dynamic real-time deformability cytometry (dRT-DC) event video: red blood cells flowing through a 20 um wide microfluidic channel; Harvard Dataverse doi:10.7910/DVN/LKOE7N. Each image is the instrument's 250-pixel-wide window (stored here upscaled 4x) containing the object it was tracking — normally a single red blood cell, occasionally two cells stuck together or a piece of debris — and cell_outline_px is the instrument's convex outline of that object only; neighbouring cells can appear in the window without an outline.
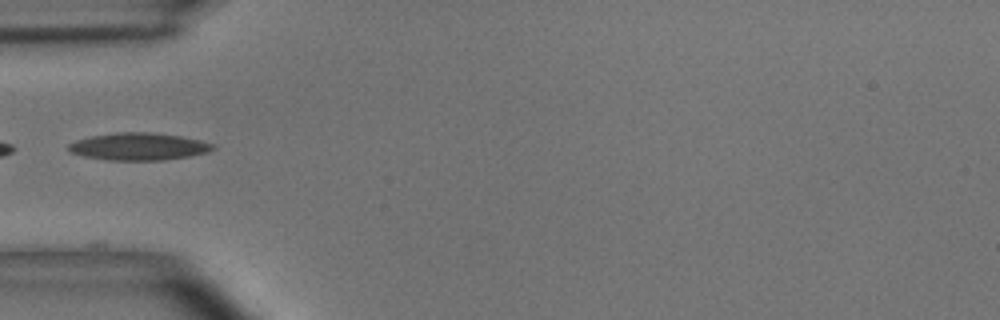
{"species": "common noctule bat (a hibernating species)", "species_latin": "Nyctalus noctula", "temperature_condition": "room temperature", "stored_images_in_passage": 3, "camera_frame_rate_fps": 3000, "um_per_image_px": 0.085, "animal": {"sex": "male", "body_mass_g": 15.6}, "frame": {"image": 1, "passage_image": 1, "time_ms": 0.0, "image_size_px": [1000, 320], "cell_outline_px": [[216, 148], [208, 152], [188, 156], [160, 160], [108, 160], [84, 156], [68, 152], [68, 144], [76, 140], [92, 136], [116, 132], [152, 132], [180, 136], [200, 140], [212, 144]], "centroid_in_image_um": [11.76, 12.45], "position_along_channel_um": 73.2, "area_um2": 22.89}}